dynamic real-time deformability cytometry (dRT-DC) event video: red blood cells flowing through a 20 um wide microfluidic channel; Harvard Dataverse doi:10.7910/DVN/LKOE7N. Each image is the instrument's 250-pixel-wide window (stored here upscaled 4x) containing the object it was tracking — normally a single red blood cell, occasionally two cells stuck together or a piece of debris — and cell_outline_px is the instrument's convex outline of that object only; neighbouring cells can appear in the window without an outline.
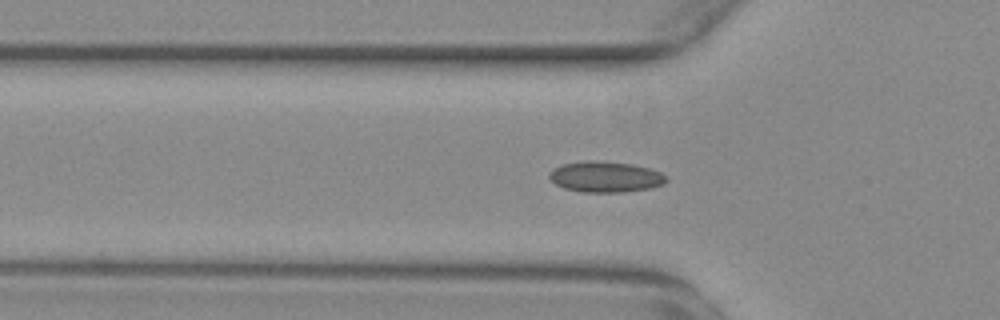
{"species": "common noctule bat (a hibernating species)", "species_latin": "Nyctalus noctula", "temperature_condition": "warm", "stored_images_in_passage": 36, "camera_frame_rate_fps": 3000, "um_per_image_px": 0.085, "animal": {"sex": "female", "body_mass_g": 29.2, "forearm_length_mm": 56.3}, "frame": {"image": 1, "passage_image": 4, "time_ms": 1.0, "image_size_px": [1000, 320], "cell_outline_px": [[668, 180], [664, 184], [652, 188], [624, 192], [584, 192], [564, 188], [556, 184], [548, 176], [548, 172], [552, 168], [560, 164], [584, 160], [596, 160], [632, 164], [648, 168], [660, 172], [668, 176]], "centroid_in_image_um": [51.46, 15.02], "position_along_channel_um": 74.3, "area_um2": 21.33}}
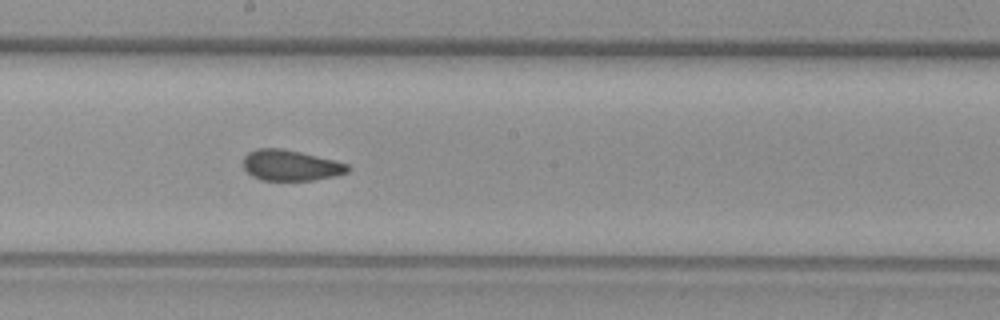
{"frame": {"image": 2, "passage_image": 16, "time_ms": 5.0, "image_size_px": [1000, 320], "cell_outline_px": [[352, 168], [348, 172], [336, 176], [312, 180], [260, 180], [252, 176], [244, 168], [244, 156], [248, 152], [256, 148], [280, 148], [300, 152], [336, 160], [348, 164]], "centroid_in_image_um": [24.73, 14.05], "position_along_channel_um": 223.5, "area_um2": 18.84}}
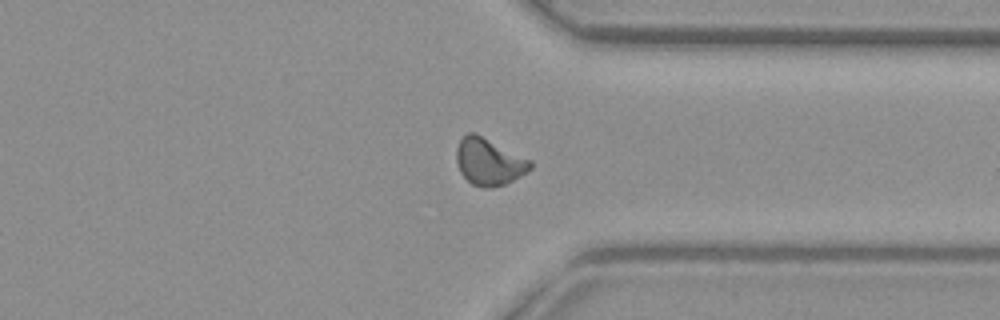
{"frame": {"image": 3, "passage_image": 28, "time_ms": 9.0, "image_size_px": [1000, 320], "cell_outline_px": [[532, 168], [520, 176], [504, 184], [492, 188], [484, 188], [472, 184], [460, 172], [456, 160], [456, 148], [460, 140], [468, 132], [476, 132], [532, 160]], "centroid_in_image_um": [41.56, 13.73], "position_along_channel_um": 369.8, "area_um2": 20.35}, "authors_computed_cell_mechanics": {"area_um2": 19.3341, "velocity_mm_per_s": 3.7163, "shape_relaxation_time_tau1_ms": null, "shape_relaxation_time_tau2_ms": 1.4271, "deformation_change_tau1": null, "deformation_change_tau2": 0.0653}}